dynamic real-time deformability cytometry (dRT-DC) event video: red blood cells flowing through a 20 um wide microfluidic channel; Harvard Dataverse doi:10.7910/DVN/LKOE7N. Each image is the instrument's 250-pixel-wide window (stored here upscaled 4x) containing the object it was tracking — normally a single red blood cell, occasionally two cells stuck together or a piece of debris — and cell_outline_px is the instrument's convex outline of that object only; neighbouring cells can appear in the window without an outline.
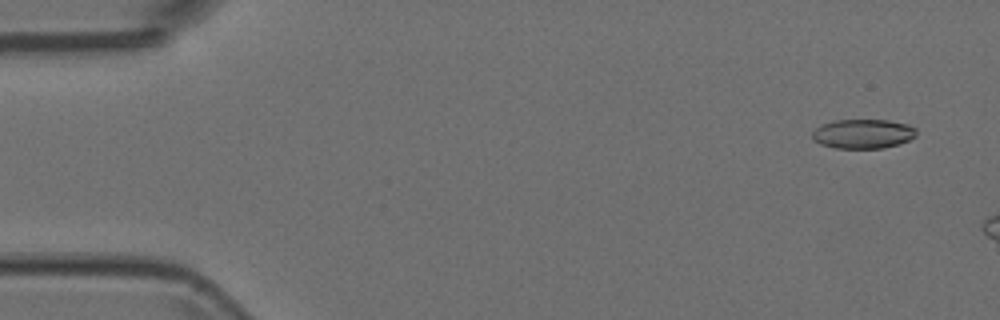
{"species": "Egyptian fruit bat (a non-hibernating species)", "species_latin": "Rousettus aegyptiacus", "temperature_condition": "room temperature", "stored_images_in_passage": 3, "camera_frame_rate_fps": 3000, "um_per_image_px": 0.085, "animal": {"sex": "female"}, "frame": {"image": 1, "passage_image": 1, "time_ms": 0.0, "image_size_px": [1000, 320], "cell_outline_px": [[916, 136], [900, 144], [884, 148], [836, 148], [820, 144], [812, 136], [812, 132], [820, 124], [836, 120], [888, 120], [908, 124], [916, 128]], "centroid_in_image_um": [73.37, 11.37], "position_along_channel_um": 11.6, "area_um2": 17.86}}